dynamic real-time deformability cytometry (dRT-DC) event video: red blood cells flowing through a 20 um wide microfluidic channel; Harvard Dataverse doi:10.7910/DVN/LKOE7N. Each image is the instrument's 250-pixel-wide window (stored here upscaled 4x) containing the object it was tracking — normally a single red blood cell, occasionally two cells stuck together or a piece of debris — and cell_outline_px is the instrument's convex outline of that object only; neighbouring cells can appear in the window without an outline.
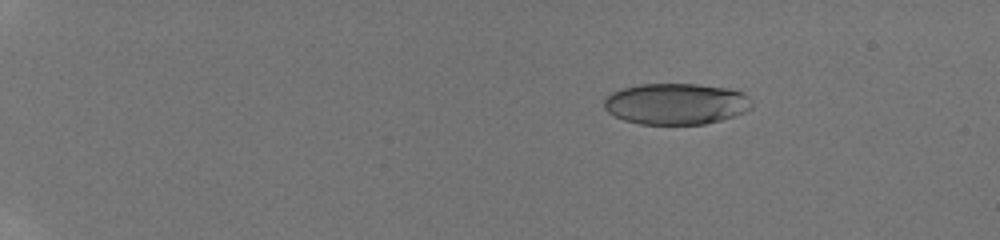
{"species": "human", "species_latin": "Homo sapiens", "temperature_condition": "room temperature", "stored_images_in_passage": 45, "camera_frame_rate_fps": 3000, "um_per_image_px": 0.085, "donor": {"sex": "male"}, "frame": {"image": 1, "passage_image": 8, "time_ms": 3.333, "image_size_px": [1000, 240], "cell_outline_px": [[752, 108], [736, 116], [704, 124], [640, 124], [624, 120], [608, 112], [604, 108], [604, 100], [612, 92], [620, 88], [640, 84], [696, 84], [728, 88], [740, 92], [748, 96], [752, 100]], "centroid_in_image_um": [57.47, 8.82], "position_along_channel_um": 27.5, "area_um2": 35.6}}
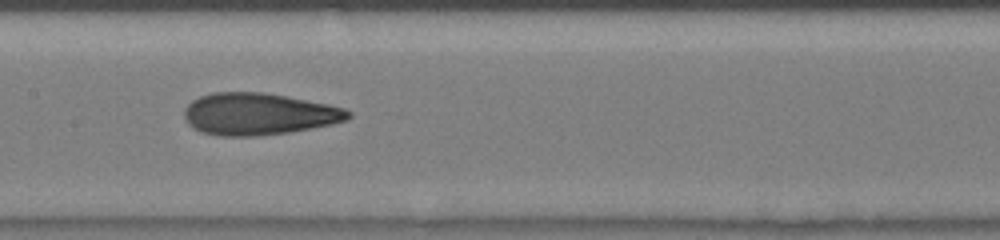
{"frame": {"image": 2, "passage_image": 25, "time_ms": 10.333, "image_size_px": [1000, 240], "cell_outline_px": [[352, 116], [348, 120], [332, 124], [288, 132], [256, 136], [220, 136], [200, 132], [192, 128], [188, 124], [184, 116], [184, 108], [192, 100], [200, 96], [212, 92], [264, 92], [328, 104], [344, 108], [352, 112]], "centroid_in_image_um": [21.96, 9.69], "position_along_channel_um": 185.4, "area_um2": 40.23}}
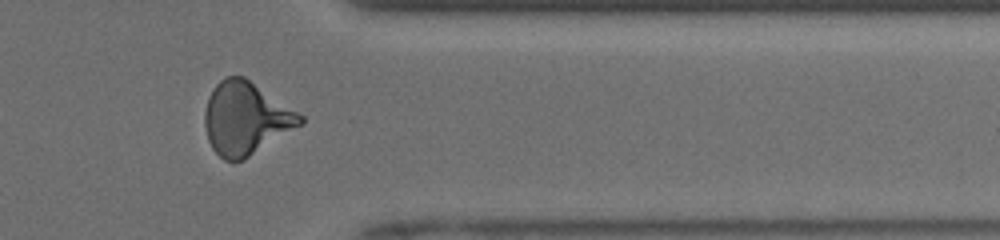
{"frame": {"image": 3, "passage_image": 37, "time_ms": 15.333, "image_size_px": [1000, 240], "cell_outline_px": [[304, 124], [244, 160], [224, 160], [212, 148], [208, 140], [204, 124], [204, 112], [208, 96], [212, 88], [224, 76], [244, 76], [304, 116]], "centroid_in_image_um": [20.89, 10.06], "position_along_channel_um": 390.5, "area_um2": 40.63}, "authors_computed_cell_mechanics": {"area_um2": 37.9168, "velocity_mm_per_s": 4.1695, "shape_relaxation_time_tau1_ms": null, "shape_relaxation_time_tau2_ms": 1.1416, "deformation_change_tau1": null, "deformation_change_tau2": 0.0947}}